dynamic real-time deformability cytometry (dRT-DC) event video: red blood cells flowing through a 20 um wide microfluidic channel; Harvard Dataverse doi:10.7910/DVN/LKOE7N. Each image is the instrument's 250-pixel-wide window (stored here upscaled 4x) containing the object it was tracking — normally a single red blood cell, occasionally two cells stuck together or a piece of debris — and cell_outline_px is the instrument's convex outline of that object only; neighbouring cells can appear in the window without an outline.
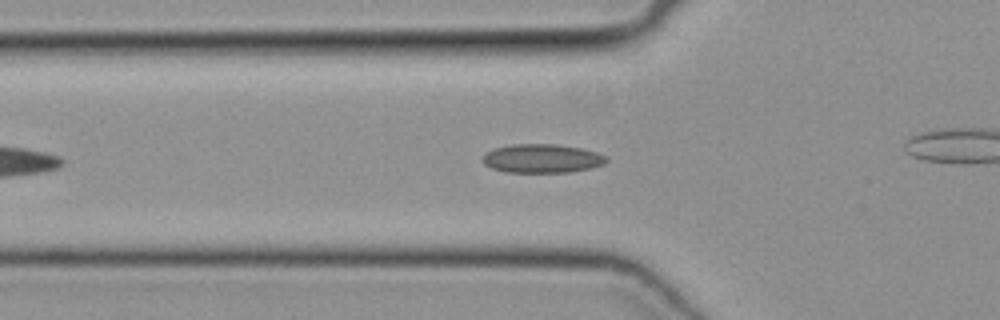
{"species": "common noctule bat (a hibernating species)", "species_latin": "Nyctalus noctula", "temperature_condition": "cold", "stored_images_in_passage": 38, "camera_frame_rate_fps": 3000, "um_per_image_px": 0.085, "animal": {"sex": "female", "body_mass_g": 19.3, "forearm_length_mm": 54.1}, "frame": {"image": 1, "passage_image": 8, "time_ms": 2.333, "image_size_px": [1000, 320], "cell_outline_px": [[608, 160], [604, 164], [592, 168], [568, 172], [504, 172], [492, 168], [484, 164], [480, 160], [484, 152], [496, 148], [512, 144], [552, 144], [580, 148], [596, 152], [604, 156]], "centroid_in_image_um": [46.02, 13.47], "position_along_channel_um": 79.8, "area_um2": 20.75}}
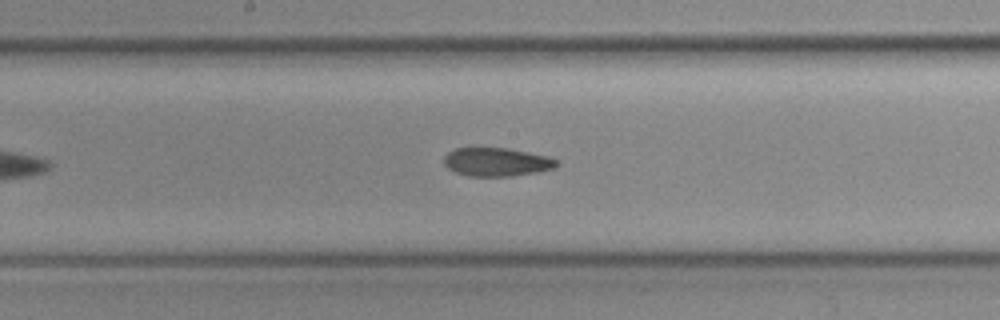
{"frame": {"image": 2, "passage_image": 17, "time_ms": 5.333, "image_size_px": [1000, 320], "cell_outline_px": [[560, 164], [552, 168], [540, 172], [512, 176], [468, 176], [456, 172], [448, 168], [444, 164], [444, 156], [448, 152], [456, 148], [508, 148], [548, 156], [560, 160]], "centroid_in_image_um": [42.25, 13.77], "position_along_channel_um": 205.9, "area_um2": 18.84}}
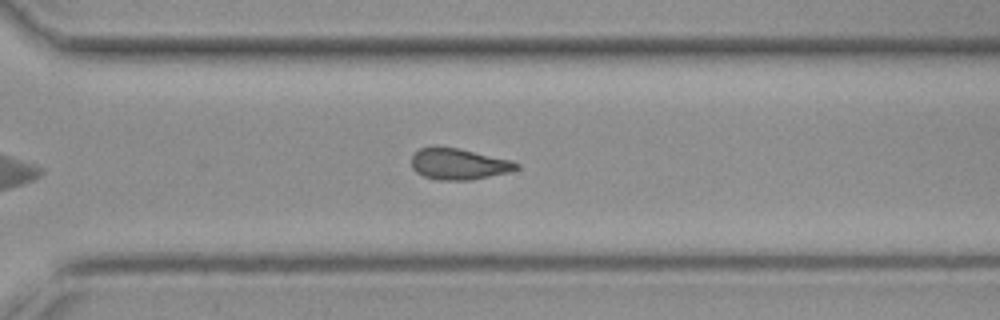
{"frame": {"image": 3, "passage_image": 26, "time_ms": 8.333, "image_size_px": [1000, 320], "cell_outline_px": [[520, 168], [512, 172], [472, 180], [440, 180], [424, 176], [416, 172], [412, 168], [412, 156], [420, 148], [432, 144], [436, 144], [460, 148], [512, 160], [520, 164]], "centroid_in_image_um": [39.01, 13.91], "position_along_channel_um": 331.6, "area_um2": 19.71}}